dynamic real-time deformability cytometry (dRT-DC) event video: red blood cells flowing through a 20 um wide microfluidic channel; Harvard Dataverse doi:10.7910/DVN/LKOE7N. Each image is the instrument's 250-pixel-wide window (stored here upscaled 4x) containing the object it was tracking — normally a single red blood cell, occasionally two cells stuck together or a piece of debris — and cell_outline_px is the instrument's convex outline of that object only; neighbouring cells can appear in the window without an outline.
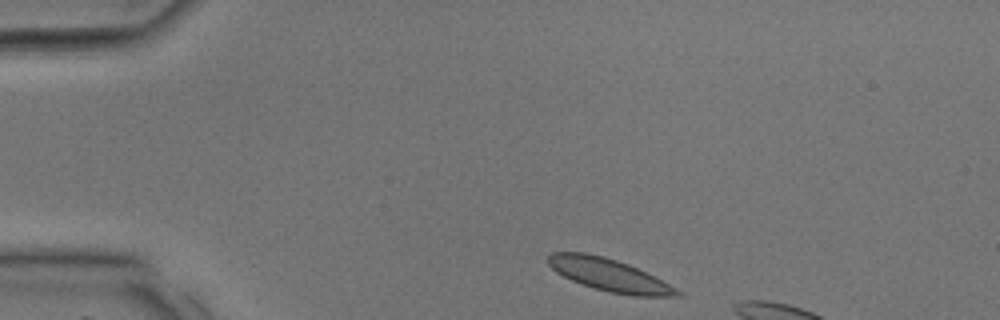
{"species": "common noctule bat (a hibernating species)", "species_latin": "Nyctalus noctula", "temperature_condition": "room temperature", "stored_images_in_passage": 5, "camera_frame_rate_fps": 3000, "um_per_image_px": 0.085, "animal": {"sex": "male", "body_mass_g": 17.9, "forearm_length_mm": 54.2}, "frame": {"image": 1, "passage_image": 1, "time_ms": 0.0, "image_size_px": [1000, 320], "cell_outline_px": [[684, 296], [632, 296], [608, 292], [580, 284], [556, 272], [548, 264], [548, 256], [552, 252], [584, 252], [604, 256], [628, 264], [684, 292]], "centroid_in_image_um": [51.76, 23.38], "position_along_channel_um": 33.2, "area_um2": 24.28}}